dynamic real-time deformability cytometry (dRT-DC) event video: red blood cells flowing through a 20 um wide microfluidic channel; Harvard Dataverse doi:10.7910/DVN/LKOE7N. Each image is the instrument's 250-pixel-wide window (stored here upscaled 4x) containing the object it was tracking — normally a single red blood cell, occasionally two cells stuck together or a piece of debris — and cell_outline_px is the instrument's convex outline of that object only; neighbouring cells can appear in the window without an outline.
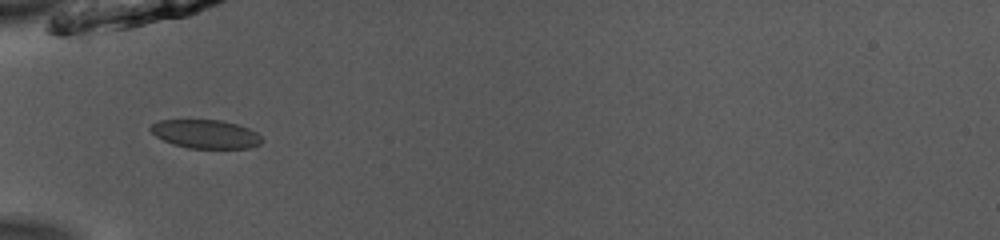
{"species": "common noctule bat (a hibernating species)", "species_latin": "Nyctalus noctula", "temperature_condition": "room temperature", "stored_images_in_passage": 33, "camera_frame_rate_fps": 3000, "um_per_image_px": 0.085, "animal": {"sex": "male", "body_mass_g": 13.0, "forearm_length_mm": 53.1}, "frame": {"image": 1, "passage_image": 1, "time_ms": 0.0, "image_size_px": [1000, 240], "cell_outline_px": [[264, 140], [260, 144], [248, 148], [188, 148], [172, 144], [156, 136], [148, 128], [152, 124], [160, 120], [220, 120], [236, 124], [248, 128], [256, 132]], "centroid_in_image_um": [17.48, 11.4], "position_along_channel_um": 67.5, "area_um2": 18.5}, "authors_computed_cell_mechanics": {"area_um2": 17.051, "velocity_mm_per_s": 3.9592, "shape_relaxation_time_tau1_ms": 5.8297, "shape_relaxation_time_tau2_ms": null, "deformation_change_tau1": 0.135, "deformation_change_tau2": null}}